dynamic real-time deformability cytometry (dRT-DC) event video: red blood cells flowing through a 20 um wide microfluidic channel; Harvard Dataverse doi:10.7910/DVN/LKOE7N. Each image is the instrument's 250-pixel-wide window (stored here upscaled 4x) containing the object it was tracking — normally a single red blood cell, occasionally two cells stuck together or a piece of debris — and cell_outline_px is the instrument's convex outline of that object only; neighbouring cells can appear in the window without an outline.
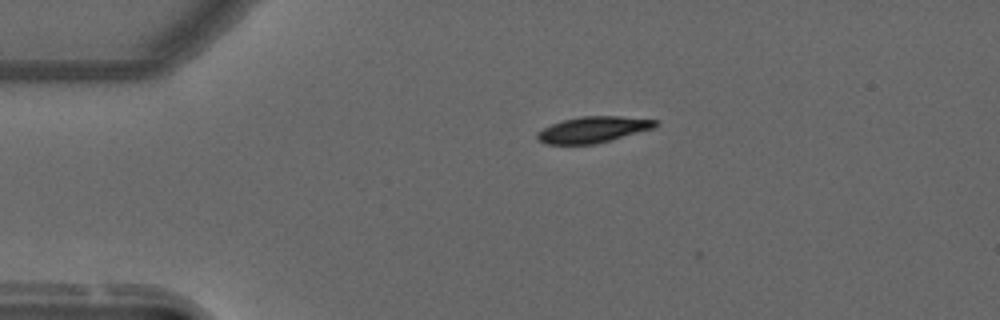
{"species": "common noctule bat (a hibernating species)", "species_latin": "Nyctalus noctula", "temperature_condition": "warm", "stored_images_in_passage": 2, "camera_frame_rate_fps": 3000, "um_per_image_px": 0.085, "animal": {"sex": "male", "forearm_length_mm": 52.5}, "frame": {"image": 1, "passage_image": 1, "time_ms": 0.0, "image_size_px": [1000, 320], "cell_outline_px": [[660, 124], [656, 128], [596, 144], [544, 144], [536, 136], [536, 132], [552, 124], [564, 120], [580, 116], [620, 116], [660, 120]], "centroid_in_image_um": [50.49, 11.01], "position_along_channel_um": 34.5, "area_um2": 18.15}}